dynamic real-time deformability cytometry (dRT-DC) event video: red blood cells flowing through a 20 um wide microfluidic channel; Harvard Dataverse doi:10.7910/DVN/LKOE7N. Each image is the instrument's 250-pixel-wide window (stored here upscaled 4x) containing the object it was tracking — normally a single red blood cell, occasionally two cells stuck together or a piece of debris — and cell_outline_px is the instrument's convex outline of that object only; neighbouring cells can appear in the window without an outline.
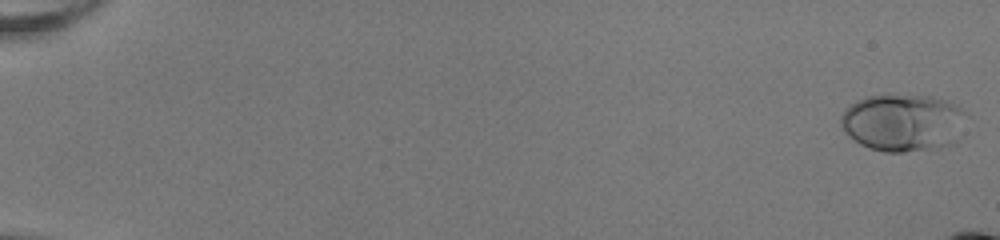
{"species": "human", "species_latin": "Homo sapiens", "temperature_condition": "room temperature", "stored_images_in_passage": 23, "camera_frame_rate_fps": 3000, "um_per_image_px": 0.085, "donor": {"sex": "female"}, "frame": {"image": 1, "passage_image": 1, "time_ms": 0.0, "image_size_px": [1000, 240], "cell_outline_px": [[964, 112], [956, 140], [952, 144], [932, 148], [904, 152], [884, 152], [868, 148], [860, 144], [848, 136], [840, 128], [840, 116], [844, 108], [848, 104], [864, 96], [932, 96], [960, 104]], "centroid_in_image_um": [76.66, 10.41], "position_along_channel_um": 8.3, "area_um2": 41.96}}
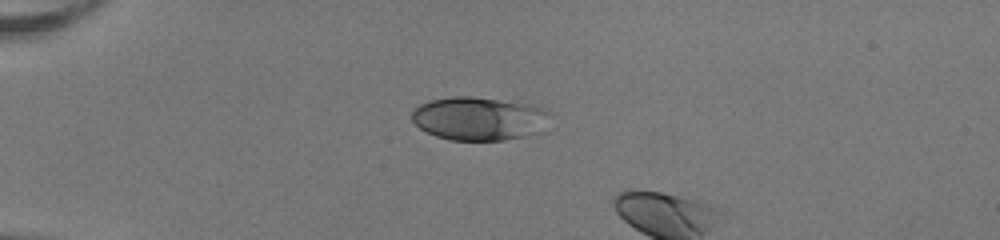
{"frame": {"image": 2, "passage_image": 16, "time_ms": 5.0, "image_size_px": [1000, 240], "cell_outline_px": [[548, 112], [544, 132], [504, 140], [452, 140], [436, 136], [420, 128], [412, 120], [412, 108], [428, 100], [452, 96], [472, 96], [528, 104], [540, 108]], "centroid_in_image_um": [40.68, 10.08], "position_along_channel_um": 44.3, "area_um2": 34.91}}
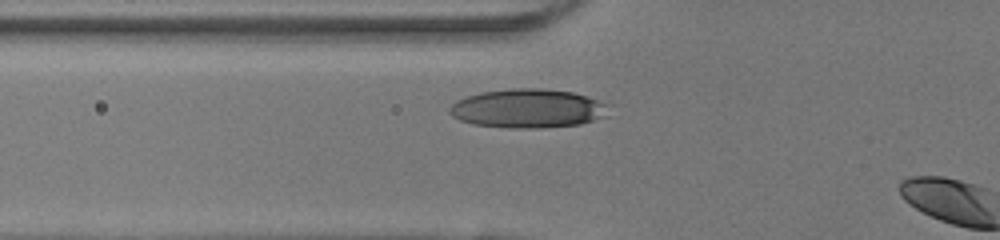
{"frame": {"image": 3, "passage_image": 22, "time_ms": 7.0, "image_size_px": [1000, 240], "cell_outline_px": [[612, 104], [608, 116], [580, 124], [540, 128], [508, 128], [476, 124], [460, 120], [452, 116], [448, 112], [448, 108], [456, 100], [480, 92], [512, 88], [540, 88], [572, 92]], "centroid_in_image_um": [44.92, 9.22], "position_along_channel_um": 80.9, "area_um2": 36.41}}